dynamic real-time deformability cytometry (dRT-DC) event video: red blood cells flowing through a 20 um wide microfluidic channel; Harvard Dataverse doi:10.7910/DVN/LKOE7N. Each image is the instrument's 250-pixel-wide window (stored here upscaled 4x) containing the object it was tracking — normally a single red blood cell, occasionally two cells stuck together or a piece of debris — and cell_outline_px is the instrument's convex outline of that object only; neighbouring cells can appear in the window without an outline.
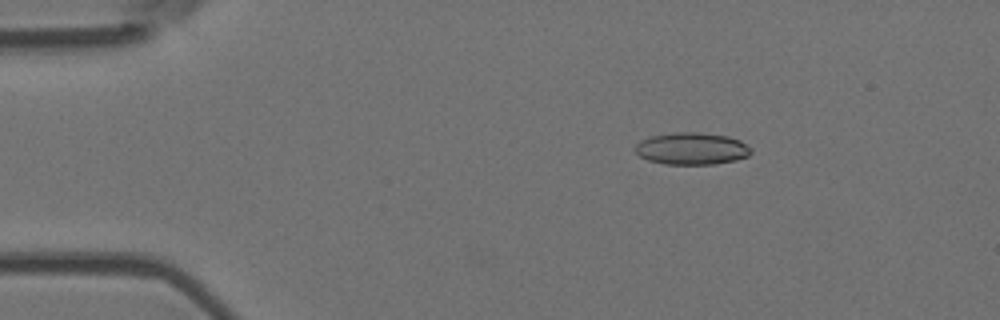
{"species": "Egyptian fruit bat (a non-hibernating species)", "species_latin": "Rousettus aegyptiacus", "temperature_condition": "room temperature", "stored_images_in_passage": 4, "camera_frame_rate_fps": 3000, "um_per_image_px": 0.085, "animal": {"sex": "female"}, "frame": {"image": 1, "passage_image": 3, "time_ms": 0.667, "image_size_px": [1000, 320], "cell_outline_px": [[752, 152], [748, 156], [736, 160], [712, 164], [664, 164], [648, 160], [640, 156], [636, 152], [636, 144], [640, 140], [652, 136], [676, 132], [696, 132], [728, 136], [740, 140], [752, 148]], "centroid_in_image_um": [58.82, 12.63], "position_along_channel_um": 26.2, "area_um2": 21.62}}